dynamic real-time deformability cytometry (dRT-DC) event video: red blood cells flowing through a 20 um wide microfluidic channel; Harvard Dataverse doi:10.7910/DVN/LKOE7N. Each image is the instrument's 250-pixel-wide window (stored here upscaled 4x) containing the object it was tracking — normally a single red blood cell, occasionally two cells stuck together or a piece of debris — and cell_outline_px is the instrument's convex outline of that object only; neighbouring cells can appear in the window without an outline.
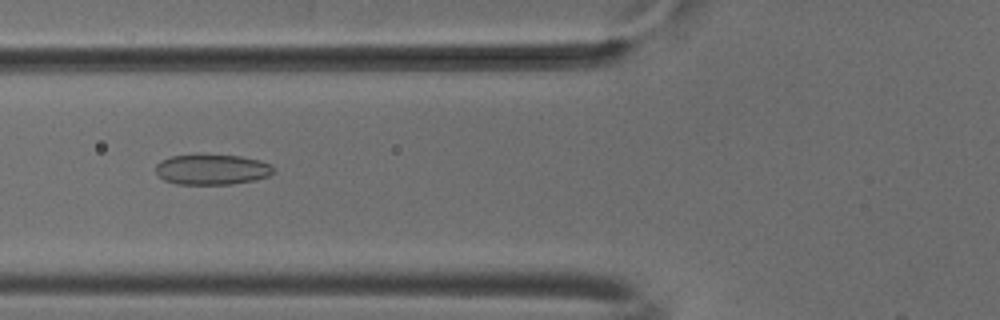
{"species": "common noctule bat (a hibernating species)", "species_latin": "Nyctalus noctula", "temperature_condition": "cold", "stored_images_in_passage": 9, "camera_frame_rate_fps": 3000, "um_per_image_px": 0.085, "animal": {"sex": "male", "body_mass_g": 18.8}, "frame": {"image": 1, "passage_image": 7, "time_ms": 2.0, "image_size_px": [1000, 320], "cell_outline_px": [[276, 172], [268, 176], [252, 180], [232, 184], [176, 184], [164, 180], [156, 172], [156, 164], [160, 160], [172, 156], [240, 156], [260, 160], [272, 164], [276, 168]], "centroid_in_image_um": [18.06, 14.42], "position_along_channel_um": 107.7, "area_um2": 20.63}}
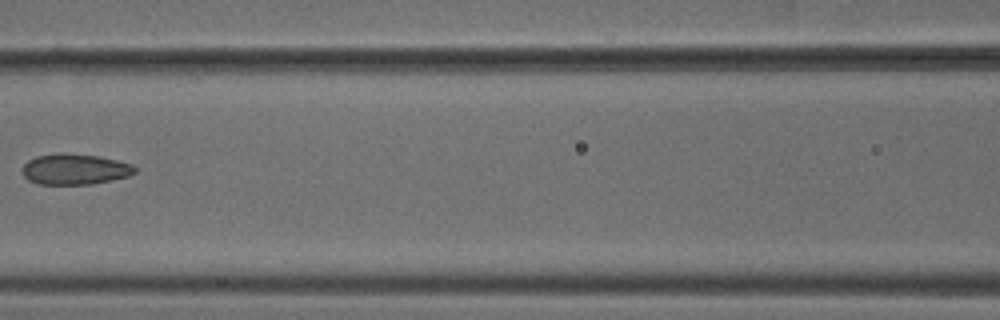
{"frame": {"image": 2, "passage_image": 8, "time_ms": 2.333, "image_size_px": [1000, 320], "cell_outline_px": [[136, 172], [128, 176], [112, 180], [92, 184], [36, 184], [28, 180], [24, 176], [24, 164], [28, 160], [36, 156], [60, 152], [100, 156], [132, 164], [136, 168]], "centroid_in_image_um": [6.37, 14.38], "position_along_channel_um": 160.2, "area_um2": 20.23}}
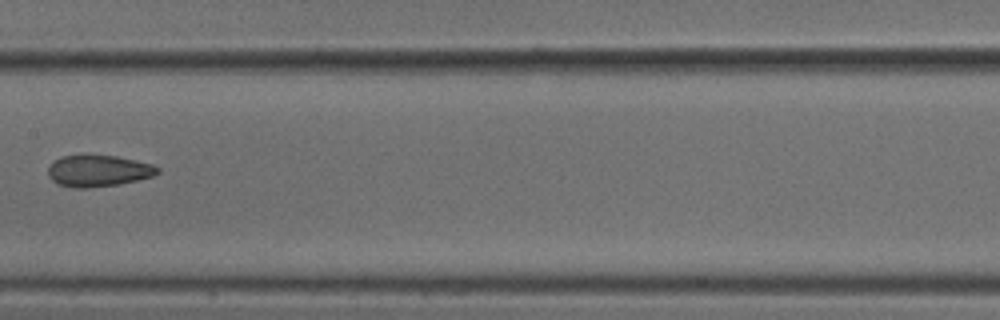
{"frame": {"image": 3, "passage_image": 9, "time_ms": 2.667, "image_size_px": [1000, 320], "cell_outline_px": [[160, 172], [152, 176], [120, 184], [88, 188], [72, 188], [56, 184], [48, 176], [48, 168], [60, 156], [88, 152], [116, 156], [152, 164], [160, 168]], "centroid_in_image_um": [8.32, 14.49], "position_along_channel_um": 199.1, "area_um2": 20.75}}